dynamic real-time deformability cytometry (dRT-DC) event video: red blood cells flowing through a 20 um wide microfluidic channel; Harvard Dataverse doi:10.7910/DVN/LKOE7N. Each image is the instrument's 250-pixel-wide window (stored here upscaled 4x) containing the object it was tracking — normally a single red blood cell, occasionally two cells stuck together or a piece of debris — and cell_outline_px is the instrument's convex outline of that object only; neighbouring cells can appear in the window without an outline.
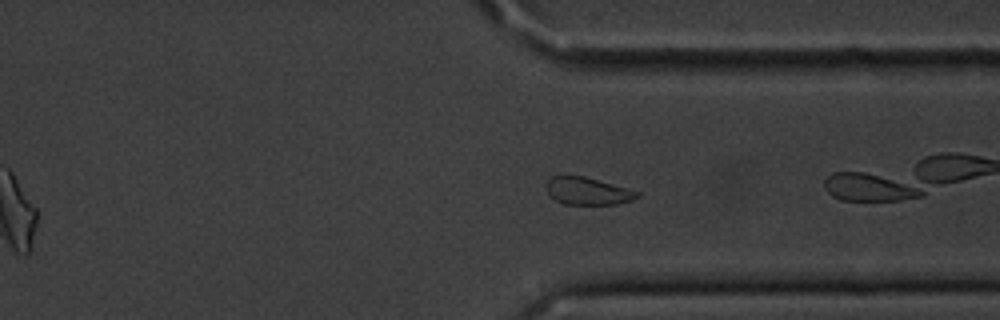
{"species": "common noctule bat (a hibernating species)", "species_latin": "Nyctalus noctula", "temperature_condition": "cold", "stored_images_in_passage": 40, "camera_frame_rate_fps": 3000, "um_per_image_px": 0.085, "animal": {"sex": "male", "body_mass_g": 20.1, "forearm_length_mm": 53.5}, "frame": {"image": 1, "passage_image": 25, "time_ms": 8.0, "image_size_px": [1000, 320], "cell_outline_px": [[640, 196], [632, 200], [616, 204], [564, 204], [556, 200], [544, 188], [544, 184], [552, 176], [564, 172], [584, 176], [640, 192]], "centroid_in_image_um": [49.87, 16.2], "position_along_channel_um": 361.5, "area_um2": 14.85}}
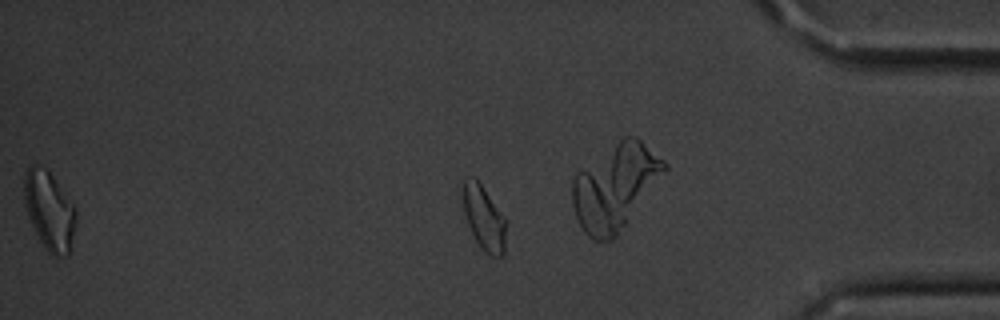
{"frame": {"image": 2, "passage_image": 30, "time_ms": 9.667, "image_size_px": [1000, 320], "cell_outline_px": [[508, 220], [504, 256], [492, 256], [484, 252], [480, 248], [468, 224], [464, 212], [464, 180], [472, 176], [476, 176]], "centroid_in_image_um": [41.2, 18.54], "position_along_channel_um": 394.0, "area_um2": 16.59}, "authors_computed_cell_mechanics": {"area_um2": 15.895, "velocity_mm_per_s": 3.5916, "shape_relaxation_time_tau1_ms": 1.4857, "shape_relaxation_time_tau2_ms": 3.7376, "deformation_change_tau1": 0.0628, "deformation_change_tau2": 0.0661}}